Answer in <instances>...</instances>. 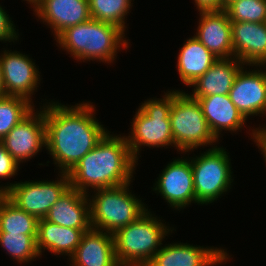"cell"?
Masks as SVG:
<instances>
[{
  "instance_id": "obj_1",
  "label": "cell",
  "mask_w": 266,
  "mask_h": 266,
  "mask_svg": "<svg viewBox=\"0 0 266 266\" xmlns=\"http://www.w3.org/2000/svg\"><path fill=\"white\" fill-rule=\"evenodd\" d=\"M92 103L44 105L46 149L59 173H68L108 132L93 116Z\"/></svg>"
},
{
  "instance_id": "obj_29",
  "label": "cell",
  "mask_w": 266,
  "mask_h": 266,
  "mask_svg": "<svg viewBox=\"0 0 266 266\" xmlns=\"http://www.w3.org/2000/svg\"><path fill=\"white\" fill-rule=\"evenodd\" d=\"M19 163L9 154L0 142V178L7 179L17 174Z\"/></svg>"
},
{
  "instance_id": "obj_4",
  "label": "cell",
  "mask_w": 266,
  "mask_h": 266,
  "mask_svg": "<svg viewBox=\"0 0 266 266\" xmlns=\"http://www.w3.org/2000/svg\"><path fill=\"white\" fill-rule=\"evenodd\" d=\"M147 210L114 236L115 257L120 266H146L161 249L163 238L173 231ZM160 247V248H159Z\"/></svg>"
},
{
  "instance_id": "obj_26",
  "label": "cell",
  "mask_w": 266,
  "mask_h": 266,
  "mask_svg": "<svg viewBox=\"0 0 266 266\" xmlns=\"http://www.w3.org/2000/svg\"><path fill=\"white\" fill-rule=\"evenodd\" d=\"M33 103L19 96L0 98V141L34 108Z\"/></svg>"
},
{
  "instance_id": "obj_36",
  "label": "cell",
  "mask_w": 266,
  "mask_h": 266,
  "mask_svg": "<svg viewBox=\"0 0 266 266\" xmlns=\"http://www.w3.org/2000/svg\"><path fill=\"white\" fill-rule=\"evenodd\" d=\"M28 3H30L31 5H33V8L38 4V2L40 0H26Z\"/></svg>"
},
{
  "instance_id": "obj_10",
  "label": "cell",
  "mask_w": 266,
  "mask_h": 266,
  "mask_svg": "<svg viewBox=\"0 0 266 266\" xmlns=\"http://www.w3.org/2000/svg\"><path fill=\"white\" fill-rule=\"evenodd\" d=\"M42 107L40 112L33 109L0 141L19 164L46 147L44 105Z\"/></svg>"
},
{
  "instance_id": "obj_19",
  "label": "cell",
  "mask_w": 266,
  "mask_h": 266,
  "mask_svg": "<svg viewBox=\"0 0 266 266\" xmlns=\"http://www.w3.org/2000/svg\"><path fill=\"white\" fill-rule=\"evenodd\" d=\"M69 259L72 266H120L115 257L114 236L93 228L83 234Z\"/></svg>"
},
{
  "instance_id": "obj_30",
  "label": "cell",
  "mask_w": 266,
  "mask_h": 266,
  "mask_svg": "<svg viewBox=\"0 0 266 266\" xmlns=\"http://www.w3.org/2000/svg\"><path fill=\"white\" fill-rule=\"evenodd\" d=\"M6 13L5 9L0 6V41L15 42L18 39V33L15 31L13 21ZM15 40V41H14Z\"/></svg>"
},
{
  "instance_id": "obj_33",
  "label": "cell",
  "mask_w": 266,
  "mask_h": 266,
  "mask_svg": "<svg viewBox=\"0 0 266 266\" xmlns=\"http://www.w3.org/2000/svg\"><path fill=\"white\" fill-rule=\"evenodd\" d=\"M4 96H6V93H5V88H4L2 66L0 63V98H2Z\"/></svg>"
},
{
  "instance_id": "obj_11",
  "label": "cell",
  "mask_w": 266,
  "mask_h": 266,
  "mask_svg": "<svg viewBox=\"0 0 266 266\" xmlns=\"http://www.w3.org/2000/svg\"><path fill=\"white\" fill-rule=\"evenodd\" d=\"M156 181L153 190L175 209H183L196 202L194 179L190 159H175L170 162Z\"/></svg>"
},
{
  "instance_id": "obj_34",
  "label": "cell",
  "mask_w": 266,
  "mask_h": 266,
  "mask_svg": "<svg viewBox=\"0 0 266 266\" xmlns=\"http://www.w3.org/2000/svg\"><path fill=\"white\" fill-rule=\"evenodd\" d=\"M7 198V191L0 186V204Z\"/></svg>"
},
{
  "instance_id": "obj_15",
  "label": "cell",
  "mask_w": 266,
  "mask_h": 266,
  "mask_svg": "<svg viewBox=\"0 0 266 266\" xmlns=\"http://www.w3.org/2000/svg\"><path fill=\"white\" fill-rule=\"evenodd\" d=\"M233 57L244 65H266V22H231Z\"/></svg>"
},
{
  "instance_id": "obj_2",
  "label": "cell",
  "mask_w": 266,
  "mask_h": 266,
  "mask_svg": "<svg viewBox=\"0 0 266 266\" xmlns=\"http://www.w3.org/2000/svg\"><path fill=\"white\" fill-rule=\"evenodd\" d=\"M138 161L132 156L125 136L108 131L67 174L70 187L88 194V188L103 189L131 182Z\"/></svg>"
},
{
  "instance_id": "obj_25",
  "label": "cell",
  "mask_w": 266,
  "mask_h": 266,
  "mask_svg": "<svg viewBox=\"0 0 266 266\" xmlns=\"http://www.w3.org/2000/svg\"><path fill=\"white\" fill-rule=\"evenodd\" d=\"M92 19L113 24L123 32L126 30L125 16L129 13L132 0H88Z\"/></svg>"
},
{
  "instance_id": "obj_18",
  "label": "cell",
  "mask_w": 266,
  "mask_h": 266,
  "mask_svg": "<svg viewBox=\"0 0 266 266\" xmlns=\"http://www.w3.org/2000/svg\"><path fill=\"white\" fill-rule=\"evenodd\" d=\"M89 195L69 187L49 209L45 220L67 228L90 230Z\"/></svg>"
},
{
  "instance_id": "obj_8",
  "label": "cell",
  "mask_w": 266,
  "mask_h": 266,
  "mask_svg": "<svg viewBox=\"0 0 266 266\" xmlns=\"http://www.w3.org/2000/svg\"><path fill=\"white\" fill-rule=\"evenodd\" d=\"M206 151L191 159L196 202L202 205L217 201L230 189L234 180L229 153L217 146Z\"/></svg>"
},
{
  "instance_id": "obj_27",
  "label": "cell",
  "mask_w": 266,
  "mask_h": 266,
  "mask_svg": "<svg viewBox=\"0 0 266 266\" xmlns=\"http://www.w3.org/2000/svg\"><path fill=\"white\" fill-rule=\"evenodd\" d=\"M37 235L0 232V245L18 263H27L40 256L36 246Z\"/></svg>"
},
{
  "instance_id": "obj_17",
  "label": "cell",
  "mask_w": 266,
  "mask_h": 266,
  "mask_svg": "<svg viewBox=\"0 0 266 266\" xmlns=\"http://www.w3.org/2000/svg\"><path fill=\"white\" fill-rule=\"evenodd\" d=\"M34 12L54 31L55 38L66 28L91 18L88 0H40Z\"/></svg>"
},
{
  "instance_id": "obj_22",
  "label": "cell",
  "mask_w": 266,
  "mask_h": 266,
  "mask_svg": "<svg viewBox=\"0 0 266 266\" xmlns=\"http://www.w3.org/2000/svg\"><path fill=\"white\" fill-rule=\"evenodd\" d=\"M87 231L89 230L67 228L40 219L36 238L38 253L42 255V250L47 249L54 254L63 255L65 253L71 257L80 244L83 234Z\"/></svg>"
},
{
  "instance_id": "obj_12",
  "label": "cell",
  "mask_w": 266,
  "mask_h": 266,
  "mask_svg": "<svg viewBox=\"0 0 266 266\" xmlns=\"http://www.w3.org/2000/svg\"><path fill=\"white\" fill-rule=\"evenodd\" d=\"M0 63L6 96H19L32 102L30 97L40 84L35 63L28 55L11 50L1 54Z\"/></svg>"
},
{
  "instance_id": "obj_23",
  "label": "cell",
  "mask_w": 266,
  "mask_h": 266,
  "mask_svg": "<svg viewBox=\"0 0 266 266\" xmlns=\"http://www.w3.org/2000/svg\"><path fill=\"white\" fill-rule=\"evenodd\" d=\"M218 59L196 38H189L180 49L177 68L181 81L190 86Z\"/></svg>"
},
{
  "instance_id": "obj_9",
  "label": "cell",
  "mask_w": 266,
  "mask_h": 266,
  "mask_svg": "<svg viewBox=\"0 0 266 266\" xmlns=\"http://www.w3.org/2000/svg\"><path fill=\"white\" fill-rule=\"evenodd\" d=\"M60 174V180L10 183L3 188L12 203L40 220L45 218L49 209L70 187L68 174Z\"/></svg>"
},
{
  "instance_id": "obj_16",
  "label": "cell",
  "mask_w": 266,
  "mask_h": 266,
  "mask_svg": "<svg viewBox=\"0 0 266 266\" xmlns=\"http://www.w3.org/2000/svg\"><path fill=\"white\" fill-rule=\"evenodd\" d=\"M196 38L217 58L233 57L231 21L225 10L200 12Z\"/></svg>"
},
{
  "instance_id": "obj_35",
  "label": "cell",
  "mask_w": 266,
  "mask_h": 266,
  "mask_svg": "<svg viewBox=\"0 0 266 266\" xmlns=\"http://www.w3.org/2000/svg\"><path fill=\"white\" fill-rule=\"evenodd\" d=\"M235 0H221V11L225 10V8L230 5Z\"/></svg>"
},
{
  "instance_id": "obj_28",
  "label": "cell",
  "mask_w": 266,
  "mask_h": 266,
  "mask_svg": "<svg viewBox=\"0 0 266 266\" xmlns=\"http://www.w3.org/2000/svg\"><path fill=\"white\" fill-rule=\"evenodd\" d=\"M225 11L231 22H266V0H235Z\"/></svg>"
},
{
  "instance_id": "obj_21",
  "label": "cell",
  "mask_w": 266,
  "mask_h": 266,
  "mask_svg": "<svg viewBox=\"0 0 266 266\" xmlns=\"http://www.w3.org/2000/svg\"><path fill=\"white\" fill-rule=\"evenodd\" d=\"M244 67L237 58L218 59L191 86L194 87L191 97H207L212 95H229L235 78Z\"/></svg>"
},
{
  "instance_id": "obj_14",
  "label": "cell",
  "mask_w": 266,
  "mask_h": 266,
  "mask_svg": "<svg viewBox=\"0 0 266 266\" xmlns=\"http://www.w3.org/2000/svg\"><path fill=\"white\" fill-rule=\"evenodd\" d=\"M222 248H205L187 243L167 244L146 266H214L229 259Z\"/></svg>"
},
{
  "instance_id": "obj_5",
  "label": "cell",
  "mask_w": 266,
  "mask_h": 266,
  "mask_svg": "<svg viewBox=\"0 0 266 266\" xmlns=\"http://www.w3.org/2000/svg\"><path fill=\"white\" fill-rule=\"evenodd\" d=\"M130 183L113 188L94 190L89 198L90 222L93 229L116 233L134 222L147 209L142 200L131 194Z\"/></svg>"
},
{
  "instance_id": "obj_32",
  "label": "cell",
  "mask_w": 266,
  "mask_h": 266,
  "mask_svg": "<svg viewBox=\"0 0 266 266\" xmlns=\"http://www.w3.org/2000/svg\"><path fill=\"white\" fill-rule=\"evenodd\" d=\"M199 12L221 11V0H194Z\"/></svg>"
},
{
  "instance_id": "obj_6",
  "label": "cell",
  "mask_w": 266,
  "mask_h": 266,
  "mask_svg": "<svg viewBox=\"0 0 266 266\" xmlns=\"http://www.w3.org/2000/svg\"><path fill=\"white\" fill-rule=\"evenodd\" d=\"M174 90L167 91L163 98L144 101L138 108L132 122L131 134L125 136L132 156L138 160L140 147L173 146L170 109Z\"/></svg>"
},
{
  "instance_id": "obj_3",
  "label": "cell",
  "mask_w": 266,
  "mask_h": 266,
  "mask_svg": "<svg viewBox=\"0 0 266 266\" xmlns=\"http://www.w3.org/2000/svg\"><path fill=\"white\" fill-rule=\"evenodd\" d=\"M124 32L117 26L90 18L66 28L54 40L76 60L111 63L117 51L128 48ZM118 49V50H117Z\"/></svg>"
},
{
  "instance_id": "obj_31",
  "label": "cell",
  "mask_w": 266,
  "mask_h": 266,
  "mask_svg": "<svg viewBox=\"0 0 266 266\" xmlns=\"http://www.w3.org/2000/svg\"><path fill=\"white\" fill-rule=\"evenodd\" d=\"M258 127V129H254L252 130L251 135L253 136V140L256 143V145L258 146V148L262 151L261 154H263V157L265 158V162H266V128H260Z\"/></svg>"
},
{
  "instance_id": "obj_7",
  "label": "cell",
  "mask_w": 266,
  "mask_h": 266,
  "mask_svg": "<svg viewBox=\"0 0 266 266\" xmlns=\"http://www.w3.org/2000/svg\"><path fill=\"white\" fill-rule=\"evenodd\" d=\"M172 137L177 151L189 152L197 147L212 145L214 136L203 115L200 104L188 93L175 90L169 113Z\"/></svg>"
},
{
  "instance_id": "obj_13",
  "label": "cell",
  "mask_w": 266,
  "mask_h": 266,
  "mask_svg": "<svg viewBox=\"0 0 266 266\" xmlns=\"http://www.w3.org/2000/svg\"><path fill=\"white\" fill-rule=\"evenodd\" d=\"M229 97L246 119L248 116L266 114V71H244L242 67L229 91Z\"/></svg>"
},
{
  "instance_id": "obj_20",
  "label": "cell",
  "mask_w": 266,
  "mask_h": 266,
  "mask_svg": "<svg viewBox=\"0 0 266 266\" xmlns=\"http://www.w3.org/2000/svg\"><path fill=\"white\" fill-rule=\"evenodd\" d=\"M195 98L201 106L210 130L218 139L222 130L242 129L247 120L230 100L229 95H212Z\"/></svg>"
},
{
  "instance_id": "obj_24",
  "label": "cell",
  "mask_w": 266,
  "mask_h": 266,
  "mask_svg": "<svg viewBox=\"0 0 266 266\" xmlns=\"http://www.w3.org/2000/svg\"><path fill=\"white\" fill-rule=\"evenodd\" d=\"M38 219L6 198L0 204V232L37 235Z\"/></svg>"
}]
</instances>
